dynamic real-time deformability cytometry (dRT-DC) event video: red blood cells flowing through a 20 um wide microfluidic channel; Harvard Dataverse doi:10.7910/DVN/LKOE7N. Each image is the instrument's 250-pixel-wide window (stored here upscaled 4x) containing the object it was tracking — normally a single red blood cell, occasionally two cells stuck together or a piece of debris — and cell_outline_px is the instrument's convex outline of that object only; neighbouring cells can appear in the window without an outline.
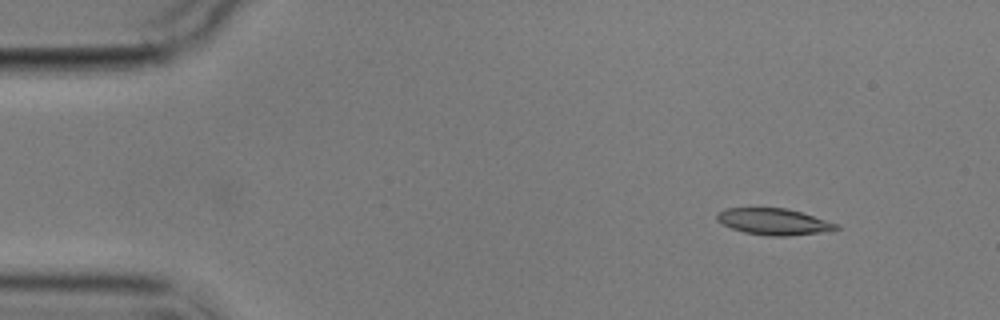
{"species": "common noctule bat (a hibernating species)", "species_latin": "Nyctalus noctula", "temperature_condition": "cold", "stored_images_in_passage": 4, "camera_frame_rate_fps": 3000, "um_per_image_px": 0.085, "animal": {"sex": "male", "body_mass_g": 17.9}, "frame": {"image": 1, "passage_image": 4, "time_ms": 6.667, "image_size_px": [1000, 320], "cell_outline_px": [[840, 228], [820, 232], [788, 236], [768, 236], [744, 232], [732, 228], [716, 220], [716, 212], [724, 208], [788, 208], [840, 224]], "centroid_in_image_um": [65.75, 18.83], "position_along_channel_um": 19.2, "area_um2": 18.38}}